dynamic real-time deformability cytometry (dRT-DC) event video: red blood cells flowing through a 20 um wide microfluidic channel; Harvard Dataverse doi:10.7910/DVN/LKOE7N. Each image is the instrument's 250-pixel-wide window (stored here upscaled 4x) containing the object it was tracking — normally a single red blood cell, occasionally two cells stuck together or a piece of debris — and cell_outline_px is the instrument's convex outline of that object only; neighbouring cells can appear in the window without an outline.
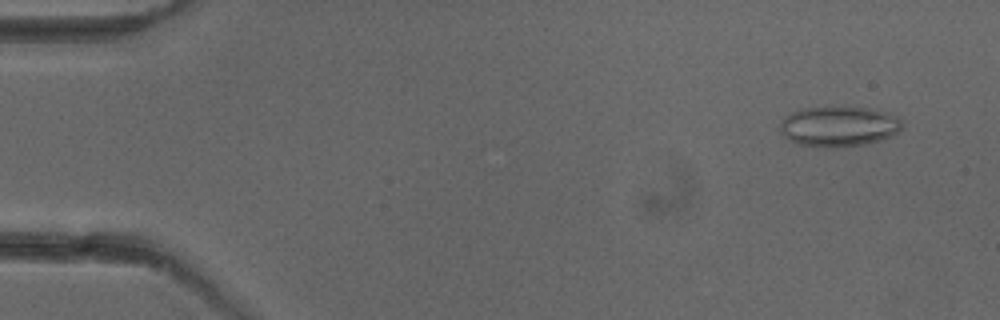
{"species": "common noctule bat (a hibernating species)", "species_latin": "Nyctalus noctula", "temperature_condition": "cold", "stored_images_in_passage": 52, "camera_frame_rate_fps": 3000, "um_per_image_px": 0.085, "animal": {"sex": "female"}, "frame": {"image": 1, "passage_image": 4, "time_ms": 1.0, "image_size_px": [1000, 320], "cell_outline_px": [[904, 124], [892, 136], [868, 144], [836, 148], [832, 148], [796, 144], [788, 140], [780, 132], [780, 124], [784, 116], [800, 108], [832, 104], [868, 108], [884, 112], [896, 116], [904, 120]], "centroid_in_image_um": [71.27, 10.71], "position_along_channel_um": 13.7, "area_um2": 29.71}}
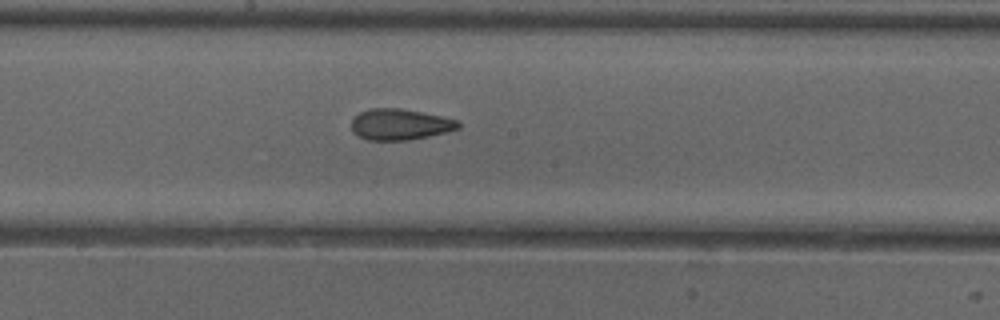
{"frame": {"image": 2, "passage_image": 28, "time_ms": 9.0, "image_size_px": [1000, 320], "cell_outline_px": [[460, 128], [428, 136], [408, 140], [368, 140], [352, 132], [352, 120], [360, 112], [372, 108], [400, 108], [460, 120]], "centroid_in_image_um": [34.0, 10.57], "position_along_channel_um": 214.2, "area_um2": 19.13}}
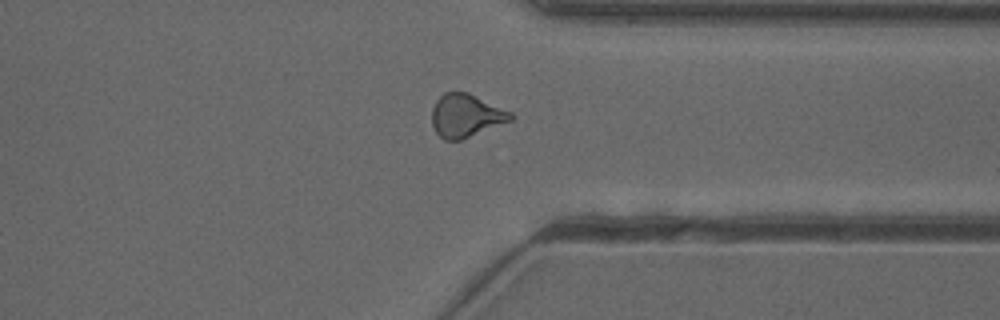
{"frame": {"image": 3, "passage_image": 40, "time_ms": 13.0, "image_size_px": [1000, 320], "cell_outline_px": [[516, 116], [512, 120], [460, 140], [444, 140], [436, 132], [432, 124], [432, 108], [436, 100], [444, 92], [468, 92], [512, 112]], "centroid_in_image_um": [39.61, 9.82], "position_along_channel_um": 371.8, "area_um2": 19.77}, "authors_computed_cell_mechanics": {"area_um2": 19.9699, "velocity_mm_per_s": 3.9888, "shape_relaxation_time_tau1_ms": null, "shape_relaxation_time_tau2_ms": 2.4614, "deformation_change_tau1": null, "deformation_change_tau2": 0.0956}}